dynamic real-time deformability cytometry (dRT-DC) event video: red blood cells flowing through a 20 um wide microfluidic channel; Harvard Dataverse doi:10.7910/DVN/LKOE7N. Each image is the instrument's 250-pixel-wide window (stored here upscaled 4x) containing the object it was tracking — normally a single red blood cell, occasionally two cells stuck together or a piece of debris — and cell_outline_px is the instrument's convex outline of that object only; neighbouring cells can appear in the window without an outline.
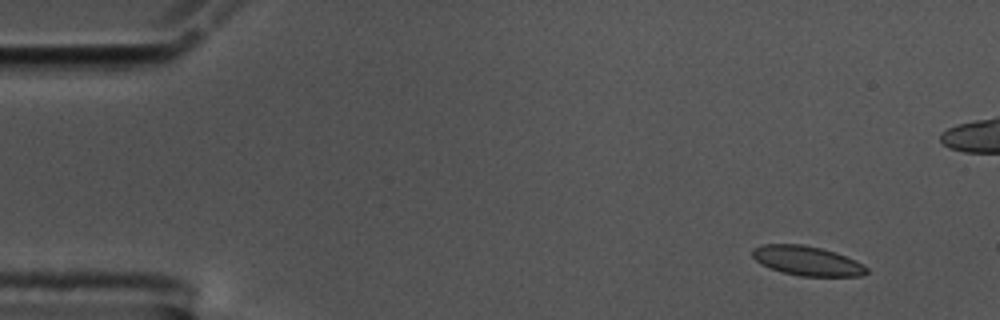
{"species": "common noctule bat (a hibernating species)", "species_latin": "Nyctalus noctula", "temperature_condition": "cold", "stored_images_in_passage": 54, "camera_frame_rate_fps": 3000, "um_per_image_px": 0.085, "animal": {"sex": "male", "body_mass_g": 17.5, "forearm_length_mm": 52.3}, "frame": {"image": 1, "passage_image": 2, "time_ms": 0.333, "image_size_px": [1000, 320], "cell_outline_px": [[868, 272], [864, 276], [800, 276], [780, 272], [768, 268], [760, 264], [752, 256], [752, 248], [764, 244], [804, 244], [836, 252], [856, 260], [864, 264], [868, 268]], "centroid_in_image_um": [68.61, 22.17], "position_along_channel_um": 16.4, "area_um2": 19.94}}
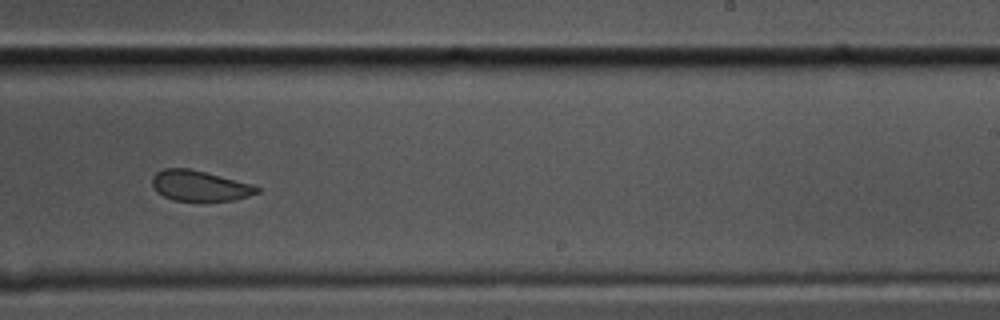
{"frame": {"image": 2, "passage_image": 32, "time_ms": 10.333, "image_size_px": [1000, 320], "cell_outline_px": [[260, 192], [236, 200], [172, 200], [156, 192], [152, 184], [152, 176], [156, 172], [164, 168], [188, 168], [252, 184], [260, 188]], "centroid_in_image_um": [16.95, 15.79], "position_along_channel_um": 272.1, "area_um2": 18.44}}
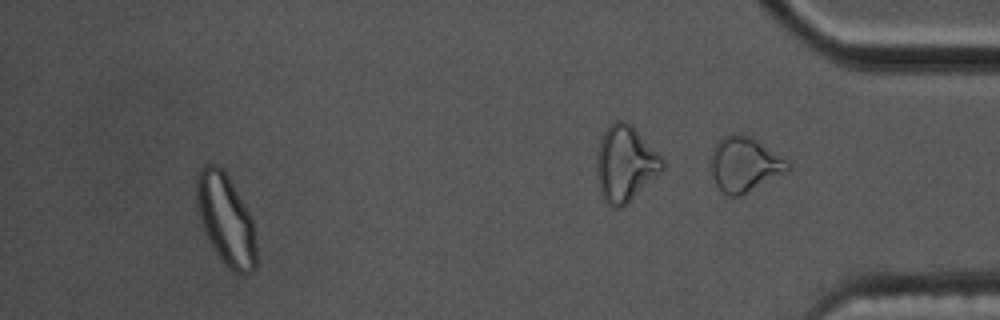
{"frame": {"image": 3, "passage_image": 50, "time_ms": 16.333, "image_size_px": [1000, 320], "cell_outline_px": [[256, 268], [248, 276], [240, 276], [232, 272], [224, 264], [216, 252], [204, 232], [200, 216], [196, 196], [196, 176], [200, 168], [204, 164], [216, 164], [224, 172], [252, 216], [256, 232]], "centroid_in_image_um": [19.23, 18.74], "position_along_channel_um": 416.0, "area_um2": 31.91}, "authors_computed_cell_mechanics": {"area_um2": 20.0566, "velocity_mm_per_s": 3.5551, "shape_relaxation_time_tau1_ms": 5.0629, "shape_relaxation_time_tau2_ms": 1.4339, "deformation_change_tau1": 0.0996, "deformation_change_tau2": 0.045}}